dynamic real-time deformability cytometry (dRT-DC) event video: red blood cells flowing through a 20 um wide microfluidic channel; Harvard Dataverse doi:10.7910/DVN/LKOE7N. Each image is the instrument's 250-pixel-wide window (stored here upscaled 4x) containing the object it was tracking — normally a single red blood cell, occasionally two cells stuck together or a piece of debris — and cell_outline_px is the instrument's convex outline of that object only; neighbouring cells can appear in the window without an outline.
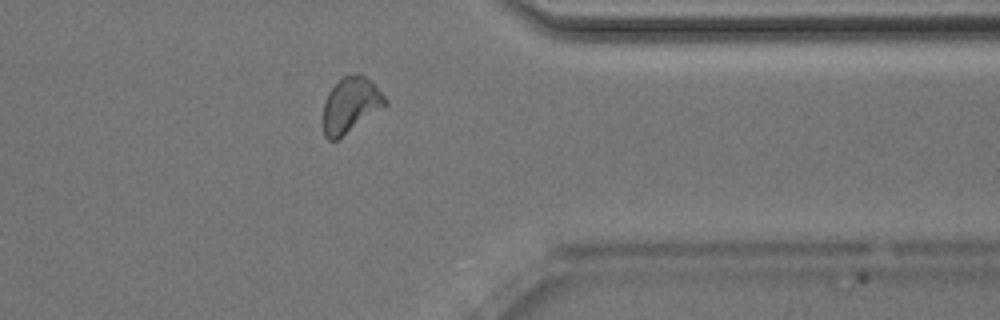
{"species": "Egyptian fruit bat (a non-hibernating species)", "species_latin": "Rousettus aegyptiacus", "temperature_condition": "room temperature", "stored_images_in_passage": 34, "camera_frame_rate_fps": 3000, "um_per_image_px": 0.085, "animal": {"sex": "male"}, "frame": {"image": 1, "passage_image": 29, "time_ms": 9.333, "image_size_px": [1000, 320], "cell_outline_px": [[388, 104], [336, 140], [328, 140], [324, 136], [324, 104], [328, 92], [344, 76], [356, 72], [360, 72], [372, 80], [388, 100]], "centroid_in_image_um": [29.83, 8.88], "position_along_channel_um": 381.6, "area_um2": 19.88}}